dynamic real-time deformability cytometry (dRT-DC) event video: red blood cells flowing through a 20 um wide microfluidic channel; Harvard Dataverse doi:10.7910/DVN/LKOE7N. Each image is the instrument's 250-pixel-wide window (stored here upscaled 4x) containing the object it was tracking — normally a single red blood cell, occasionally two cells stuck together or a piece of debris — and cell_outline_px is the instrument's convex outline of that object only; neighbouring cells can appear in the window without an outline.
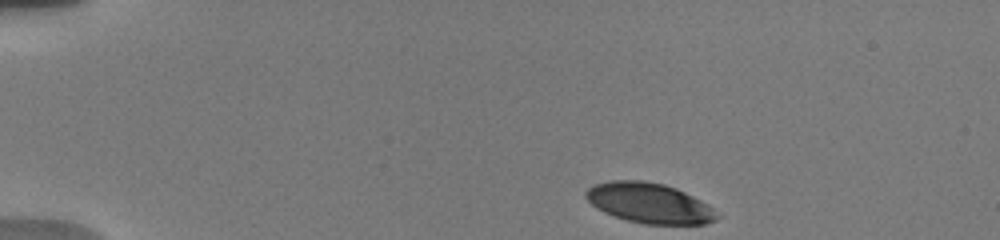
{"species": "human", "species_latin": "Homo sapiens", "temperature_condition": "warm", "stored_images_in_passage": 4, "camera_frame_rate_fps": 3000, "um_per_image_px": 0.085, "donor": {"sex": "male"}, "frame": {"image": 1, "passage_image": 1, "time_ms": 0.0, "image_size_px": [1000, 240], "cell_outline_px": [[720, 216], [716, 220], [704, 224], [644, 224], [628, 220], [604, 212], [596, 208], [584, 196], [584, 192], [588, 188], [596, 184], [612, 180], [644, 180], [664, 184], [676, 188], [708, 204]], "centroid_in_image_um": [55.19, 17.25], "position_along_channel_um": 29.8, "area_um2": 30.58}}